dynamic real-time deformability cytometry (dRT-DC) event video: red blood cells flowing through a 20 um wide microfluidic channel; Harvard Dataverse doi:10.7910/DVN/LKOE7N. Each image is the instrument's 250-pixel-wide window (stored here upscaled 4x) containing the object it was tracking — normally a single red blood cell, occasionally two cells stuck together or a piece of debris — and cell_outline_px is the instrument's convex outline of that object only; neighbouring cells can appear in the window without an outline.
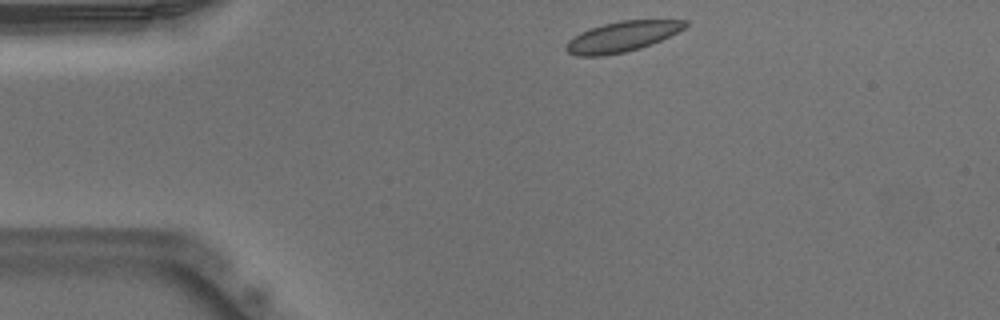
{"species": "Egyptian fruit bat (a non-hibernating species)", "species_latin": "Rousettus aegyptiacus", "temperature_condition": "warm", "stored_images_in_passage": 42, "camera_frame_rate_fps": 3000, "um_per_image_px": 0.085, "animal": {"sex": "male"}, "frame": {"image": 1, "passage_image": 1, "time_ms": 0.0, "image_size_px": [1000, 320], "cell_outline_px": [[688, 24], [684, 28], [652, 44], [640, 48], [624, 52], [604, 56], [576, 56], [568, 52], [564, 48], [564, 44], [572, 36], [580, 32], [604, 24], [620, 20], [688, 20]], "centroid_in_image_um": [52.82, 3.12], "position_along_channel_um": 32.2, "area_um2": 21.04}}
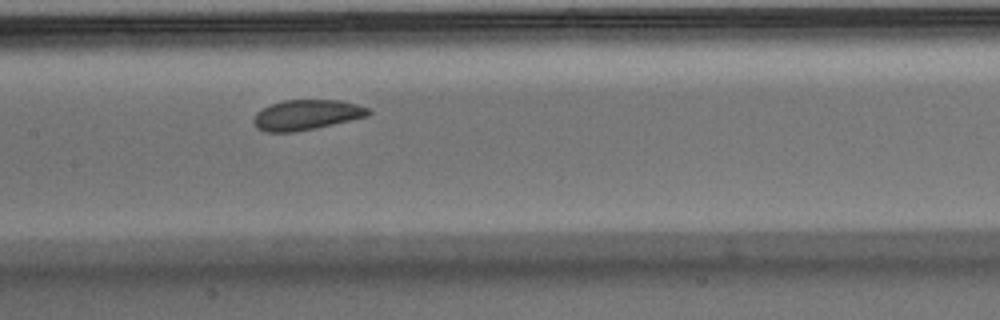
{"frame": {"image": 2, "passage_image": 16, "time_ms": 5.0, "image_size_px": [1000, 320], "cell_outline_px": [[372, 112], [368, 116], [332, 124], [292, 132], [264, 132], [256, 128], [252, 120], [256, 112], [272, 104], [284, 100], [340, 100], [356, 104], [368, 108]], "centroid_in_image_um": [26.03, 9.76], "position_along_channel_um": 181.4, "area_um2": 20.0}}
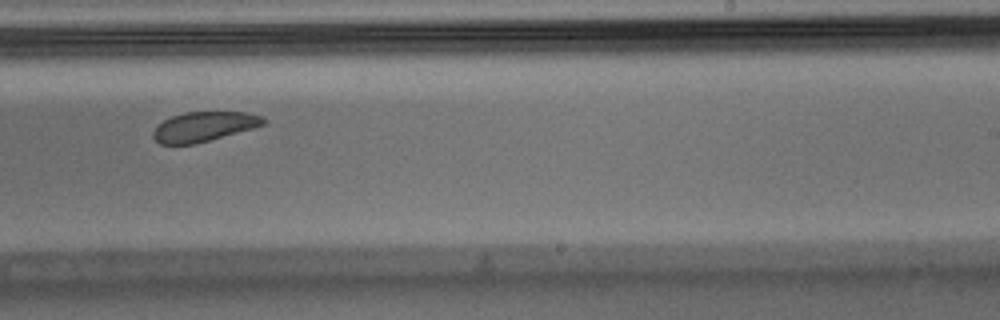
{"frame": {"image": 3, "passage_image": 23, "time_ms": 7.333, "image_size_px": [1000, 320], "cell_outline_px": [[268, 120], [264, 124], [252, 128], [196, 144], [160, 144], [152, 136], [152, 132], [164, 120], [172, 116], [184, 112], [244, 112], [260, 116]], "centroid_in_image_um": [17.32, 10.76], "position_along_channel_um": 271.7, "area_um2": 18.84}, "authors_computed_cell_mechanics": {"area_um2": 20.8947, "velocity_mm_per_s": 3.889, "shape_relaxation_time_tau1_ms": 6.0793, "shape_relaxation_time_tau2_ms": null, "deformation_change_tau1": 0.0896, "deformation_change_tau2": null}}